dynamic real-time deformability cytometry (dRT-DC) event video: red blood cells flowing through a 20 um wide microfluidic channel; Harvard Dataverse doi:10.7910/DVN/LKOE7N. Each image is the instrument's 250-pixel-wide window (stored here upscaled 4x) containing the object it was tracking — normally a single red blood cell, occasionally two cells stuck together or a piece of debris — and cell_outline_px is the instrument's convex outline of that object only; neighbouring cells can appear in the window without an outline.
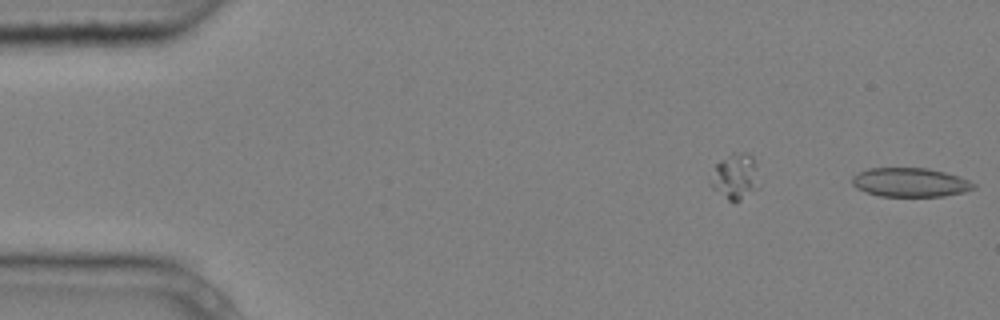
{"species": "common noctule bat (a hibernating species)", "species_latin": "Nyctalus noctula", "temperature_condition": "cold", "stored_images_in_passage": 3, "segment_of_instrument_passage": [2, 2], "camera_frame_rate_fps": 3000, "um_per_image_px": 0.085, "animal": {"sex": "male", "body_mass_g": 20.4}, "frame": {"image": 1, "passage_image": 3, "time_ms": 0.667, "image_size_px": [1000, 320], "cell_outline_px": [[976, 188], [964, 192], [944, 196], [880, 196], [856, 188], [852, 184], [852, 176], [868, 168], [928, 168], [960, 176], [976, 184]], "centroid_in_image_um": [77.39, 15.5], "position_along_channel_um": 7.6, "area_um2": 20.52}}